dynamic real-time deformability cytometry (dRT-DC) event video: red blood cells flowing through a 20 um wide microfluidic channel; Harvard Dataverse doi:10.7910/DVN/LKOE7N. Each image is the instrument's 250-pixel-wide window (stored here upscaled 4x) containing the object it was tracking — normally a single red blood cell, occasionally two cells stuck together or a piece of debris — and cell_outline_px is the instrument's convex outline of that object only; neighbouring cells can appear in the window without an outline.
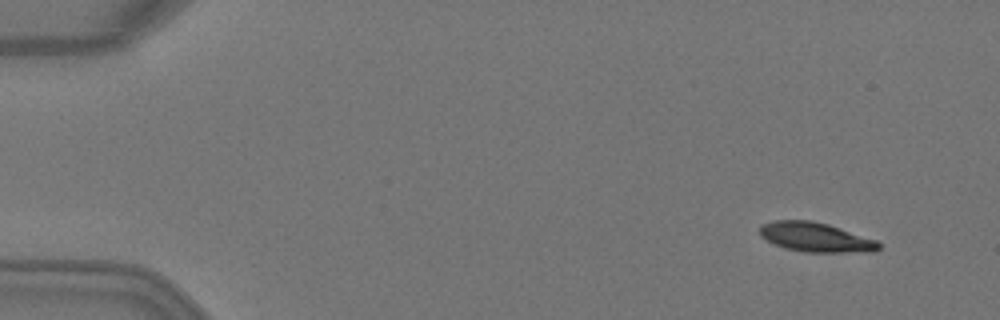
{"species": "Egyptian fruit bat (a non-hibernating species)", "species_latin": "Rousettus aegyptiacus", "temperature_condition": "warm", "stored_images_in_passage": 4, "camera_frame_rate_fps": 3000, "um_per_image_px": 0.085, "animal": {"sex": "female"}, "frame": {"image": 1, "passage_image": 1, "time_ms": 0.0, "image_size_px": [1000, 320], "cell_outline_px": [[880, 248], [876, 252], [808, 252], [784, 248], [760, 236], [760, 224], [772, 220], [812, 220], [828, 224], [876, 240], [880, 244]], "centroid_in_image_um": [69.33, 20.16], "position_along_channel_um": 15.7, "area_um2": 20.4}}
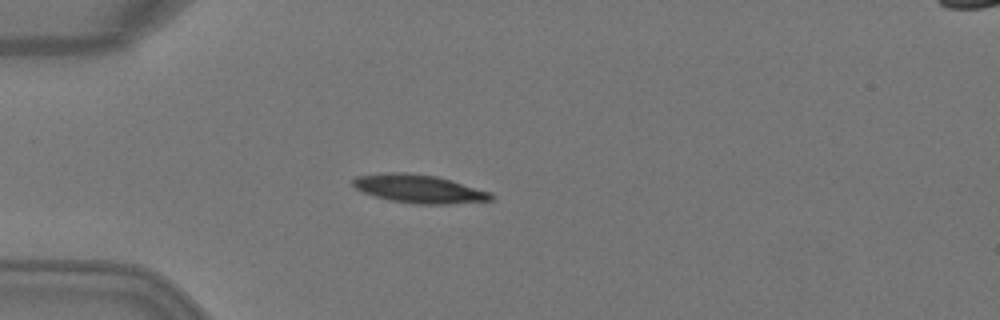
{"frame": {"image": 2, "passage_image": 3, "time_ms": 0.667, "image_size_px": [1000, 320], "cell_outline_px": [[492, 200], [448, 204], [416, 204], [388, 200], [364, 192], [356, 188], [352, 184], [352, 180], [356, 176], [380, 172], [404, 172], [436, 176], [452, 180], [492, 192]], "centroid_in_image_um": [35.6, 16.04], "position_along_channel_um": 49.4, "area_um2": 22.89}}